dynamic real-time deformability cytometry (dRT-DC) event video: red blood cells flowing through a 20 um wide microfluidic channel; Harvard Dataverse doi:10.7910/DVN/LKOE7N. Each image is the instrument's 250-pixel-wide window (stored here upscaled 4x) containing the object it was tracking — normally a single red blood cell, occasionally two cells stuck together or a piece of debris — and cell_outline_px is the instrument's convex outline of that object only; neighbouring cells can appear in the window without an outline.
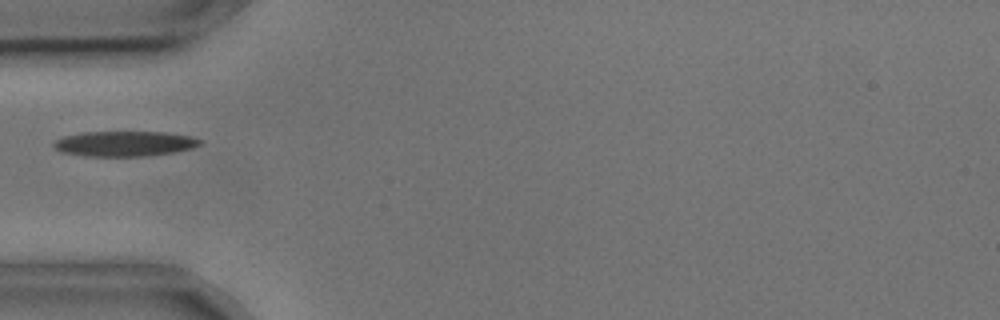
{"species": "common noctule bat (a hibernating species)", "species_latin": "Nyctalus noctula", "temperature_condition": "cold", "stored_images_in_passage": 1, "camera_frame_rate_fps": 3000, "um_per_image_px": 0.085, "animal": {"sex": "male", "body_mass_g": 17.9, "forearm_length_mm": 54.2}, "frame": {"image": 1, "passage_image": 1, "time_ms": 0.0, "image_size_px": [1000, 320], "cell_outline_px": [[204, 140], [200, 144], [192, 148], [176, 152], [148, 156], [84, 156], [60, 152], [52, 144], [56, 140], [64, 136], [80, 132], [168, 132], [192, 136]], "centroid_in_image_um": [10.62, 12.21], "position_along_channel_um": 74.4, "area_um2": 21.73}}